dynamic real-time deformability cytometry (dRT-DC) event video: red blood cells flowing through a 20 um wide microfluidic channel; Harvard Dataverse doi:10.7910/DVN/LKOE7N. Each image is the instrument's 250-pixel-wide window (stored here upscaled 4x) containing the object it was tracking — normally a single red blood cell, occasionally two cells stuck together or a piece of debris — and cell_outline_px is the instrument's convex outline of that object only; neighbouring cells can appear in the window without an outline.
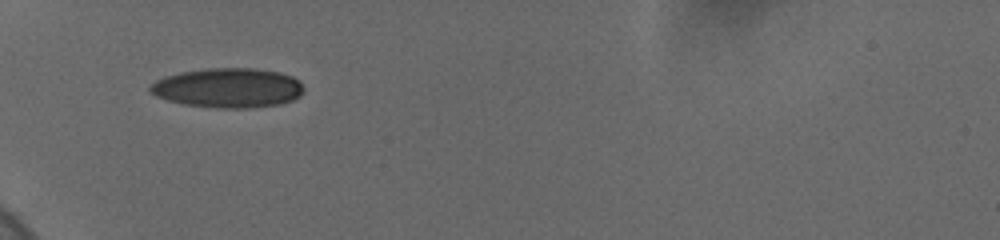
{"species": "human", "species_latin": "Homo sapiens", "temperature_condition": "cold", "stored_images_in_passage": 41, "camera_frame_rate_fps": 3000, "um_per_image_px": 0.085, "donor": {"sex": "female"}, "frame": {"image": 1, "passage_image": 1, "time_ms": 0.0, "image_size_px": [1000, 240], "cell_outline_px": [[304, 92], [300, 96], [292, 100], [280, 104], [248, 108], [216, 108], [184, 104], [168, 100], [156, 96], [148, 92], [148, 88], [156, 80], [164, 76], [180, 72], [208, 68], [252, 68], [280, 72], [292, 76], [300, 80], [304, 88]], "centroid_in_image_um": [19.39, 7.47], "position_along_channel_um": 65.6, "area_um2": 35.72}}
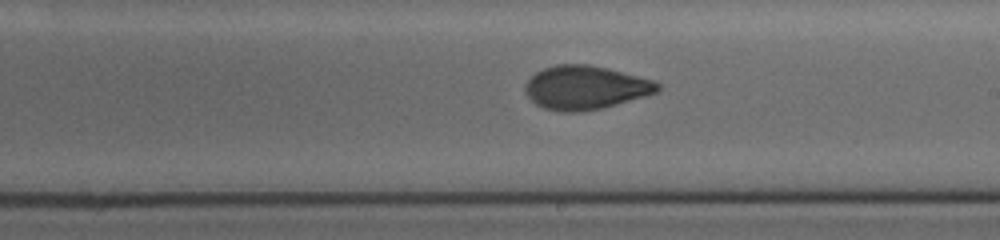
{"frame": {"image": 2, "passage_image": 13, "time_ms": 5.0, "image_size_px": [1000, 240], "cell_outline_px": [[660, 88], [656, 92], [648, 96], [600, 108], [580, 112], [560, 112], [544, 108], [536, 104], [524, 92], [524, 84], [536, 72], [544, 68], [556, 64], [588, 64], [608, 68], [656, 80], [660, 84]], "centroid_in_image_um": [49.77, 7.44], "position_along_channel_um": 239.2, "area_um2": 33.93}}
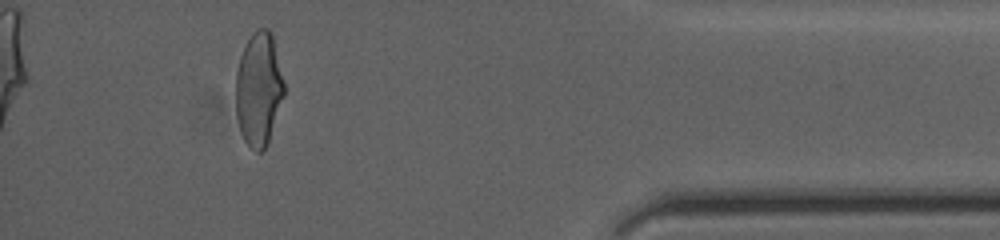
{"frame": {"image": 3, "passage_image": 35, "time_ms": 10.667, "image_size_px": [1000, 240], "cell_outline_px": [[284, 96], [268, 140], [264, 148], [260, 152], [256, 152], [244, 140], [240, 132], [236, 116], [236, 72], [240, 56], [252, 32], [256, 28], [268, 28], [272, 32], [284, 80]], "centroid_in_image_um": [21.99, 7.53], "position_along_channel_um": 413.2, "area_um2": 32.02}, "authors_computed_cell_mechanics": {"area_um2": 33.1772, "velocity_mm_per_s": 3.6892, "shape_relaxation_time_tau1_ms": 4.2802, "shape_relaxation_time_tau2_ms": 1.5042, "deformation_change_tau1": 0.1529, "deformation_change_tau2": 0.0624}}